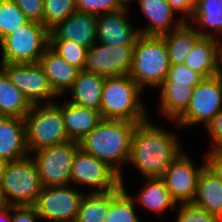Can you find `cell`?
<instances>
[{
  "label": "cell",
  "mask_w": 222,
  "mask_h": 222,
  "mask_svg": "<svg viewBox=\"0 0 222 222\" xmlns=\"http://www.w3.org/2000/svg\"><path fill=\"white\" fill-rule=\"evenodd\" d=\"M193 25L190 22H184L162 36L167 45L170 64L184 63L193 45L201 37Z\"/></svg>",
  "instance_id": "4316f807"
},
{
  "label": "cell",
  "mask_w": 222,
  "mask_h": 222,
  "mask_svg": "<svg viewBox=\"0 0 222 222\" xmlns=\"http://www.w3.org/2000/svg\"><path fill=\"white\" fill-rule=\"evenodd\" d=\"M39 64L47 76L50 87L58 97L67 93L66 91L72 87L80 72L50 47L40 57Z\"/></svg>",
  "instance_id": "ffe728a7"
},
{
  "label": "cell",
  "mask_w": 222,
  "mask_h": 222,
  "mask_svg": "<svg viewBox=\"0 0 222 222\" xmlns=\"http://www.w3.org/2000/svg\"><path fill=\"white\" fill-rule=\"evenodd\" d=\"M49 40H67L89 48L97 42V16L76 11L50 30Z\"/></svg>",
  "instance_id": "2e32d148"
},
{
  "label": "cell",
  "mask_w": 222,
  "mask_h": 222,
  "mask_svg": "<svg viewBox=\"0 0 222 222\" xmlns=\"http://www.w3.org/2000/svg\"><path fill=\"white\" fill-rule=\"evenodd\" d=\"M43 25L50 31L77 11L76 0H43Z\"/></svg>",
  "instance_id": "4dcf8cb0"
},
{
  "label": "cell",
  "mask_w": 222,
  "mask_h": 222,
  "mask_svg": "<svg viewBox=\"0 0 222 222\" xmlns=\"http://www.w3.org/2000/svg\"><path fill=\"white\" fill-rule=\"evenodd\" d=\"M76 8L78 12L99 16L120 10L125 6L119 0H76Z\"/></svg>",
  "instance_id": "d590c367"
},
{
  "label": "cell",
  "mask_w": 222,
  "mask_h": 222,
  "mask_svg": "<svg viewBox=\"0 0 222 222\" xmlns=\"http://www.w3.org/2000/svg\"><path fill=\"white\" fill-rule=\"evenodd\" d=\"M125 7H129L132 0H119ZM130 2V3H129Z\"/></svg>",
  "instance_id": "ee69618b"
},
{
  "label": "cell",
  "mask_w": 222,
  "mask_h": 222,
  "mask_svg": "<svg viewBox=\"0 0 222 222\" xmlns=\"http://www.w3.org/2000/svg\"><path fill=\"white\" fill-rule=\"evenodd\" d=\"M12 222H35L41 220L33 206L13 207Z\"/></svg>",
  "instance_id": "ab89813d"
},
{
  "label": "cell",
  "mask_w": 222,
  "mask_h": 222,
  "mask_svg": "<svg viewBox=\"0 0 222 222\" xmlns=\"http://www.w3.org/2000/svg\"><path fill=\"white\" fill-rule=\"evenodd\" d=\"M137 124L126 120L103 119L78 143L80 149L108 163L120 174L124 186L121 167L128 164L131 154V139Z\"/></svg>",
  "instance_id": "7a4b0ae2"
},
{
  "label": "cell",
  "mask_w": 222,
  "mask_h": 222,
  "mask_svg": "<svg viewBox=\"0 0 222 222\" xmlns=\"http://www.w3.org/2000/svg\"><path fill=\"white\" fill-rule=\"evenodd\" d=\"M204 77L186 66L184 63L170 64L167 78L164 81H173V85L194 88Z\"/></svg>",
  "instance_id": "836d02e7"
},
{
  "label": "cell",
  "mask_w": 222,
  "mask_h": 222,
  "mask_svg": "<svg viewBox=\"0 0 222 222\" xmlns=\"http://www.w3.org/2000/svg\"><path fill=\"white\" fill-rule=\"evenodd\" d=\"M29 21L43 24V0H12Z\"/></svg>",
  "instance_id": "74e56055"
},
{
  "label": "cell",
  "mask_w": 222,
  "mask_h": 222,
  "mask_svg": "<svg viewBox=\"0 0 222 222\" xmlns=\"http://www.w3.org/2000/svg\"><path fill=\"white\" fill-rule=\"evenodd\" d=\"M143 15L149 20L146 27L139 28L141 35L163 36L184 23L179 18L175 23V11L166 0H137ZM174 23V24H173Z\"/></svg>",
  "instance_id": "d6986e66"
},
{
  "label": "cell",
  "mask_w": 222,
  "mask_h": 222,
  "mask_svg": "<svg viewBox=\"0 0 222 222\" xmlns=\"http://www.w3.org/2000/svg\"><path fill=\"white\" fill-rule=\"evenodd\" d=\"M222 109V73L204 78L193 88L192 98L184 113L175 121L179 127L206 125Z\"/></svg>",
  "instance_id": "9c48e42d"
},
{
  "label": "cell",
  "mask_w": 222,
  "mask_h": 222,
  "mask_svg": "<svg viewBox=\"0 0 222 222\" xmlns=\"http://www.w3.org/2000/svg\"><path fill=\"white\" fill-rule=\"evenodd\" d=\"M170 68L167 45L162 36L139 35L133 49L128 75L144 91L145 87L159 88Z\"/></svg>",
  "instance_id": "277c9868"
},
{
  "label": "cell",
  "mask_w": 222,
  "mask_h": 222,
  "mask_svg": "<svg viewBox=\"0 0 222 222\" xmlns=\"http://www.w3.org/2000/svg\"><path fill=\"white\" fill-rule=\"evenodd\" d=\"M49 33L43 24L28 21L0 41V63H39L49 47Z\"/></svg>",
  "instance_id": "52a82bcc"
},
{
  "label": "cell",
  "mask_w": 222,
  "mask_h": 222,
  "mask_svg": "<svg viewBox=\"0 0 222 222\" xmlns=\"http://www.w3.org/2000/svg\"><path fill=\"white\" fill-rule=\"evenodd\" d=\"M84 194L71 184L43 187L33 207L43 221L75 222Z\"/></svg>",
  "instance_id": "7c38bea8"
},
{
  "label": "cell",
  "mask_w": 222,
  "mask_h": 222,
  "mask_svg": "<svg viewBox=\"0 0 222 222\" xmlns=\"http://www.w3.org/2000/svg\"><path fill=\"white\" fill-rule=\"evenodd\" d=\"M134 45H104L96 42L88 48L83 71L104 77L122 76L130 72Z\"/></svg>",
  "instance_id": "5bb4252c"
},
{
  "label": "cell",
  "mask_w": 222,
  "mask_h": 222,
  "mask_svg": "<svg viewBox=\"0 0 222 222\" xmlns=\"http://www.w3.org/2000/svg\"><path fill=\"white\" fill-rule=\"evenodd\" d=\"M73 183L88 187V193H106L122 185L120 174L116 170L81 149L76 152L72 163L71 185Z\"/></svg>",
  "instance_id": "30bf717a"
},
{
  "label": "cell",
  "mask_w": 222,
  "mask_h": 222,
  "mask_svg": "<svg viewBox=\"0 0 222 222\" xmlns=\"http://www.w3.org/2000/svg\"><path fill=\"white\" fill-rule=\"evenodd\" d=\"M109 209V192L84 194L75 222H105Z\"/></svg>",
  "instance_id": "f546056e"
},
{
  "label": "cell",
  "mask_w": 222,
  "mask_h": 222,
  "mask_svg": "<svg viewBox=\"0 0 222 222\" xmlns=\"http://www.w3.org/2000/svg\"><path fill=\"white\" fill-rule=\"evenodd\" d=\"M204 159L203 164L195 166L189 155L182 151L164 172L161 178L176 204L193 203L199 176L206 167V153Z\"/></svg>",
  "instance_id": "4fadbf2b"
},
{
  "label": "cell",
  "mask_w": 222,
  "mask_h": 222,
  "mask_svg": "<svg viewBox=\"0 0 222 222\" xmlns=\"http://www.w3.org/2000/svg\"><path fill=\"white\" fill-rule=\"evenodd\" d=\"M49 47L70 65L83 71L88 48L67 40H49Z\"/></svg>",
  "instance_id": "d6a6232c"
},
{
  "label": "cell",
  "mask_w": 222,
  "mask_h": 222,
  "mask_svg": "<svg viewBox=\"0 0 222 222\" xmlns=\"http://www.w3.org/2000/svg\"><path fill=\"white\" fill-rule=\"evenodd\" d=\"M213 148L206 155L222 156V109L206 125Z\"/></svg>",
  "instance_id": "8d00e7d4"
},
{
  "label": "cell",
  "mask_w": 222,
  "mask_h": 222,
  "mask_svg": "<svg viewBox=\"0 0 222 222\" xmlns=\"http://www.w3.org/2000/svg\"><path fill=\"white\" fill-rule=\"evenodd\" d=\"M149 119L135 126L128 163L144 178L162 177L182 147L176 133L154 125Z\"/></svg>",
  "instance_id": "6da1fadb"
},
{
  "label": "cell",
  "mask_w": 222,
  "mask_h": 222,
  "mask_svg": "<svg viewBox=\"0 0 222 222\" xmlns=\"http://www.w3.org/2000/svg\"><path fill=\"white\" fill-rule=\"evenodd\" d=\"M28 21L12 0H0V41Z\"/></svg>",
  "instance_id": "1f68e13d"
},
{
  "label": "cell",
  "mask_w": 222,
  "mask_h": 222,
  "mask_svg": "<svg viewBox=\"0 0 222 222\" xmlns=\"http://www.w3.org/2000/svg\"><path fill=\"white\" fill-rule=\"evenodd\" d=\"M206 167L217 177L222 186V156L206 155Z\"/></svg>",
  "instance_id": "60d3db41"
},
{
  "label": "cell",
  "mask_w": 222,
  "mask_h": 222,
  "mask_svg": "<svg viewBox=\"0 0 222 222\" xmlns=\"http://www.w3.org/2000/svg\"><path fill=\"white\" fill-rule=\"evenodd\" d=\"M171 8L176 12L182 13L180 18L184 22L190 21L195 9V0H166ZM189 19V20H188Z\"/></svg>",
  "instance_id": "f35d334b"
},
{
  "label": "cell",
  "mask_w": 222,
  "mask_h": 222,
  "mask_svg": "<svg viewBox=\"0 0 222 222\" xmlns=\"http://www.w3.org/2000/svg\"><path fill=\"white\" fill-rule=\"evenodd\" d=\"M43 186L33 158L7 162L0 181L3 204L13 207L34 206Z\"/></svg>",
  "instance_id": "5b68a950"
},
{
  "label": "cell",
  "mask_w": 222,
  "mask_h": 222,
  "mask_svg": "<svg viewBox=\"0 0 222 222\" xmlns=\"http://www.w3.org/2000/svg\"><path fill=\"white\" fill-rule=\"evenodd\" d=\"M184 64L200 73L204 78H211L221 73L222 41L201 36L186 56Z\"/></svg>",
  "instance_id": "e0dca14e"
},
{
  "label": "cell",
  "mask_w": 222,
  "mask_h": 222,
  "mask_svg": "<svg viewBox=\"0 0 222 222\" xmlns=\"http://www.w3.org/2000/svg\"><path fill=\"white\" fill-rule=\"evenodd\" d=\"M6 164H7V162L3 158H0V181L3 176Z\"/></svg>",
  "instance_id": "7bdbcfd3"
},
{
  "label": "cell",
  "mask_w": 222,
  "mask_h": 222,
  "mask_svg": "<svg viewBox=\"0 0 222 222\" xmlns=\"http://www.w3.org/2000/svg\"><path fill=\"white\" fill-rule=\"evenodd\" d=\"M0 222H12V206L4 204L0 207Z\"/></svg>",
  "instance_id": "b9f144b4"
},
{
  "label": "cell",
  "mask_w": 222,
  "mask_h": 222,
  "mask_svg": "<svg viewBox=\"0 0 222 222\" xmlns=\"http://www.w3.org/2000/svg\"><path fill=\"white\" fill-rule=\"evenodd\" d=\"M175 222H222V220L194 203L179 204Z\"/></svg>",
  "instance_id": "e575fe53"
},
{
  "label": "cell",
  "mask_w": 222,
  "mask_h": 222,
  "mask_svg": "<svg viewBox=\"0 0 222 222\" xmlns=\"http://www.w3.org/2000/svg\"><path fill=\"white\" fill-rule=\"evenodd\" d=\"M0 67L31 106L51 104L58 99L39 63H0Z\"/></svg>",
  "instance_id": "8fae6325"
},
{
  "label": "cell",
  "mask_w": 222,
  "mask_h": 222,
  "mask_svg": "<svg viewBox=\"0 0 222 222\" xmlns=\"http://www.w3.org/2000/svg\"><path fill=\"white\" fill-rule=\"evenodd\" d=\"M28 153L24 119L0 116V158L12 162Z\"/></svg>",
  "instance_id": "ac0fdd59"
},
{
  "label": "cell",
  "mask_w": 222,
  "mask_h": 222,
  "mask_svg": "<svg viewBox=\"0 0 222 222\" xmlns=\"http://www.w3.org/2000/svg\"><path fill=\"white\" fill-rule=\"evenodd\" d=\"M128 7L97 16V42L104 45H135L140 35L127 16Z\"/></svg>",
  "instance_id": "9a60e30c"
},
{
  "label": "cell",
  "mask_w": 222,
  "mask_h": 222,
  "mask_svg": "<svg viewBox=\"0 0 222 222\" xmlns=\"http://www.w3.org/2000/svg\"><path fill=\"white\" fill-rule=\"evenodd\" d=\"M136 202L125 185L109 192V209L105 222H141L136 215Z\"/></svg>",
  "instance_id": "f1b7e54d"
},
{
  "label": "cell",
  "mask_w": 222,
  "mask_h": 222,
  "mask_svg": "<svg viewBox=\"0 0 222 222\" xmlns=\"http://www.w3.org/2000/svg\"><path fill=\"white\" fill-rule=\"evenodd\" d=\"M193 203L222 220V186L207 167L199 176L197 193Z\"/></svg>",
  "instance_id": "484cf974"
},
{
  "label": "cell",
  "mask_w": 222,
  "mask_h": 222,
  "mask_svg": "<svg viewBox=\"0 0 222 222\" xmlns=\"http://www.w3.org/2000/svg\"><path fill=\"white\" fill-rule=\"evenodd\" d=\"M144 179L146 183L139 194L136 197L132 196L135 202H138V205L141 204L145 209L147 208L158 215L167 211L168 208H171V211L176 209L177 204L171 198L161 177Z\"/></svg>",
  "instance_id": "cb8c5ba5"
},
{
  "label": "cell",
  "mask_w": 222,
  "mask_h": 222,
  "mask_svg": "<svg viewBox=\"0 0 222 222\" xmlns=\"http://www.w3.org/2000/svg\"><path fill=\"white\" fill-rule=\"evenodd\" d=\"M3 201H2V198H1V195H0V207L3 206Z\"/></svg>",
  "instance_id": "f6af8a7d"
},
{
  "label": "cell",
  "mask_w": 222,
  "mask_h": 222,
  "mask_svg": "<svg viewBox=\"0 0 222 222\" xmlns=\"http://www.w3.org/2000/svg\"><path fill=\"white\" fill-rule=\"evenodd\" d=\"M31 105L0 67V116L24 119Z\"/></svg>",
  "instance_id": "83f0119b"
},
{
  "label": "cell",
  "mask_w": 222,
  "mask_h": 222,
  "mask_svg": "<svg viewBox=\"0 0 222 222\" xmlns=\"http://www.w3.org/2000/svg\"><path fill=\"white\" fill-rule=\"evenodd\" d=\"M191 20L188 22L196 24L193 27L201 36L220 39L217 34L222 35V0H195Z\"/></svg>",
  "instance_id": "603a6c76"
},
{
  "label": "cell",
  "mask_w": 222,
  "mask_h": 222,
  "mask_svg": "<svg viewBox=\"0 0 222 222\" xmlns=\"http://www.w3.org/2000/svg\"><path fill=\"white\" fill-rule=\"evenodd\" d=\"M104 78L100 74L80 71L68 90V95L72 96L68 102L100 111Z\"/></svg>",
  "instance_id": "7402d4cb"
},
{
  "label": "cell",
  "mask_w": 222,
  "mask_h": 222,
  "mask_svg": "<svg viewBox=\"0 0 222 222\" xmlns=\"http://www.w3.org/2000/svg\"><path fill=\"white\" fill-rule=\"evenodd\" d=\"M143 90L127 74L105 77L100 113L103 119L140 123L147 120L148 110L143 104Z\"/></svg>",
  "instance_id": "3957f363"
},
{
  "label": "cell",
  "mask_w": 222,
  "mask_h": 222,
  "mask_svg": "<svg viewBox=\"0 0 222 222\" xmlns=\"http://www.w3.org/2000/svg\"><path fill=\"white\" fill-rule=\"evenodd\" d=\"M62 117L70 141L79 142L102 120L100 111L70 102L62 104Z\"/></svg>",
  "instance_id": "44dd1931"
},
{
  "label": "cell",
  "mask_w": 222,
  "mask_h": 222,
  "mask_svg": "<svg viewBox=\"0 0 222 222\" xmlns=\"http://www.w3.org/2000/svg\"><path fill=\"white\" fill-rule=\"evenodd\" d=\"M79 143H66L31 152L43 187L70 185L72 163Z\"/></svg>",
  "instance_id": "ba28073f"
},
{
  "label": "cell",
  "mask_w": 222,
  "mask_h": 222,
  "mask_svg": "<svg viewBox=\"0 0 222 222\" xmlns=\"http://www.w3.org/2000/svg\"><path fill=\"white\" fill-rule=\"evenodd\" d=\"M158 89H160L158 110L166 119L176 121L188 107L193 88L173 85V81H163Z\"/></svg>",
  "instance_id": "d4e9b609"
},
{
  "label": "cell",
  "mask_w": 222,
  "mask_h": 222,
  "mask_svg": "<svg viewBox=\"0 0 222 222\" xmlns=\"http://www.w3.org/2000/svg\"><path fill=\"white\" fill-rule=\"evenodd\" d=\"M24 121L29 154L70 141L63 122L62 105L58 102L32 105Z\"/></svg>",
  "instance_id": "8992f818"
}]
</instances>
